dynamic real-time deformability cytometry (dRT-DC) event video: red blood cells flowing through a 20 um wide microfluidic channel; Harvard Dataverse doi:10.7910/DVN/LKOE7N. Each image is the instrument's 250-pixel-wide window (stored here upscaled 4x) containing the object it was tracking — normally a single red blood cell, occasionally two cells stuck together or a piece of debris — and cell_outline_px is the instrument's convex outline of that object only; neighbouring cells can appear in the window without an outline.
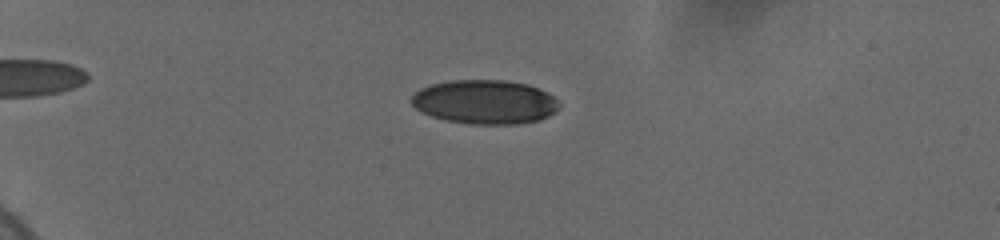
{"species": "human", "species_latin": "Homo sapiens", "temperature_condition": "cold", "stored_images_in_passage": 49, "camera_frame_rate_fps": 3000, "um_per_image_px": 0.085, "donor": {"sex": "female"}, "frame": {"image": 1, "passage_image": 8, "time_ms": 2.333, "image_size_px": [1000, 240], "cell_outline_px": [[560, 108], [548, 116], [540, 120], [516, 124], [468, 124], [448, 120], [432, 116], [416, 108], [408, 100], [420, 88], [432, 84], [452, 80], [504, 80], [528, 84], [548, 92], [560, 104]], "centroid_in_image_um": [41.23, 8.66], "position_along_channel_um": 43.8, "area_um2": 37.97}}
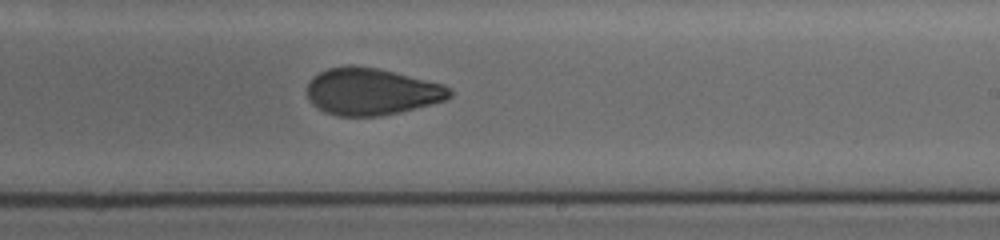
{"frame": {"image": 2, "passage_image": 30, "time_ms": 9.667, "image_size_px": [1000, 240], "cell_outline_px": [[452, 96], [448, 100], [400, 112], [376, 116], [340, 116], [324, 112], [312, 104], [308, 96], [308, 84], [312, 76], [328, 68], [348, 64], [352, 64], [380, 68], [444, 84], [452, 92]], "centroid_in_image_um": [31.59, 7.77], "position_along_channel_um": 257.4, "area_um2": 39.36}}
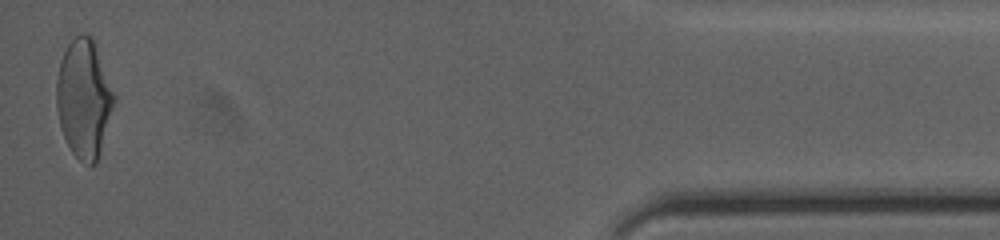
{"frame": {"image": 3, "passage_image": 49, "time_ms": 16.0, "image_size_px": [1000, 240], "cell_outline_px": [[116, 100], [96, 164], [84, 164], [72, 152], [60, 128], [56, 108], [56, 80], [60, 60], [68, 44], [80, 32], [84, 32], [92, 36], [116, 96]], "centroid_in_image_um": [7.13, 8.36], "position_along_channel_um": 428.1, "area_um2": 39.88}, "authors_computed_cell_mechanics": {"area_um2": 39.0728, "velocity_mm_per_s": 3.6966, "shape_relaxation_time_tau1_ms": null, "shape_relaxation_time_tau2_ms": 1.6704, "deformation_change_tau1": null, "deformation_change_tau2": 0.069}}